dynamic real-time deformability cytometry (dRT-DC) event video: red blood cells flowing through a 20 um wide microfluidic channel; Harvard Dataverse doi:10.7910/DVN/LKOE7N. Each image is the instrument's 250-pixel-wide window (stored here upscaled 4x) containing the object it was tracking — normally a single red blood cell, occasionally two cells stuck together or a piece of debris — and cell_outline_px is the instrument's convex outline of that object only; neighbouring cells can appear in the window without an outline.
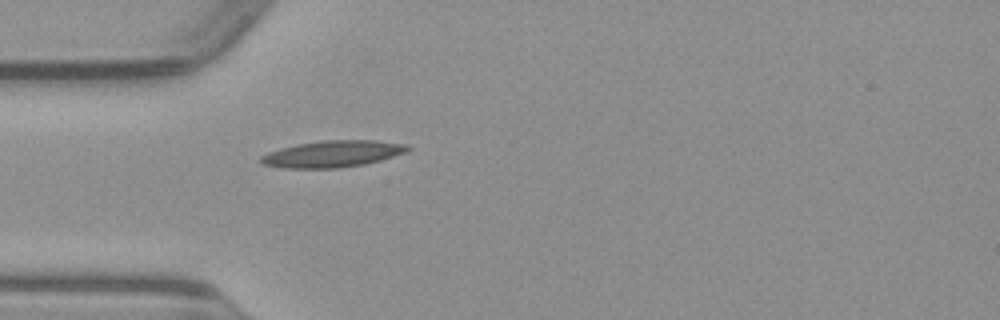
{"species": "common noctule bat (a hibernating species)", "species_latin": "Nyctalus noctula", "temperature_condition": "warm", "stored_images_in_passage": 37, "camera_frame_rate_fps": 3000, "um_per_image_px": 0.085, "animal": {"sex": "male", "body_mass_g": 23.1, "forearm_length_mm": 52.7}, "frame": {"image": 1, "passage_image": 1, "time_ms": 0.0, "image_size_px": [1000, 320], "cell_outline_px": [[412, 148], [408, 152], [380, 160], [364, 164], [336, 168], [284, 168], [264, 164], [260, 160], [260, 156], [280, 148], [296, 144], [320, 140], [376, 140], [408, 144]], "centroid_in_image_um": [28.32, 13.07], "position_along_channel_um": 56.7, "area_um2": 22.83}}
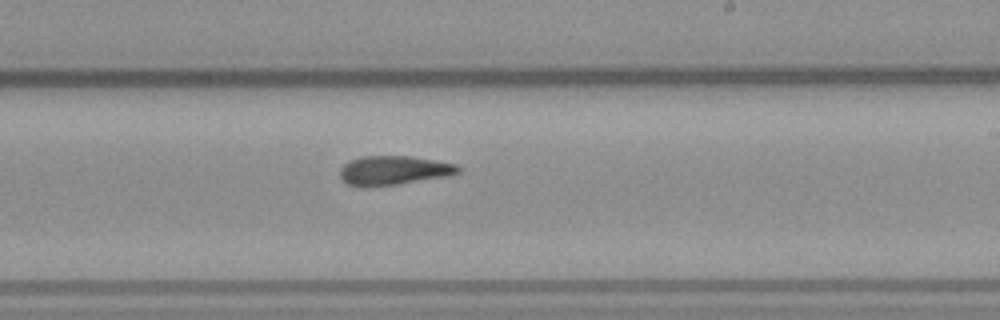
{"frame": {"image": 2, "passage_image": 16, "time_ms": 5.0, "image_size_px": [1000, 320], "cell_outline_px": [[460, 172], [448, 176], [396, 184], [364, 188], [348, 184], [340, 176], [340, 168], [344, 164], [352, 160], [364, 156], [412, 156], [456, 164], [460, 168]], "centroid_in_image_um": [33.46, 14.49], "position_along_channel_um": 255.5, "area_um2": 20.0}}
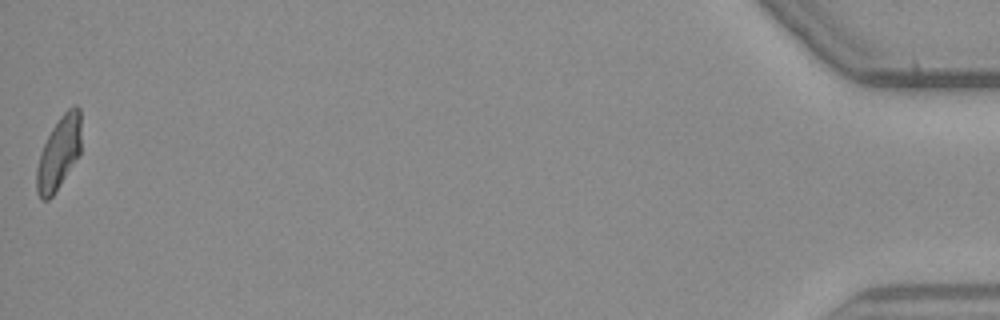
{"frame": {"image": 3, "passage_image": 37, "time_ms": 12.0, "image_size_px": [1000, 320], "cell_outline_px": [[80, 156], [52, 196], [48, 200], [40, 200], [36, 192], [36, 168], [40, 152], [52, 128], [60, 116], [72, 104], [76, 104], [80, 108]], "centroid_in_image_um": [5.0, 13.01], "position_along_channel_um": 430.2, "area_um2": 19.13}}